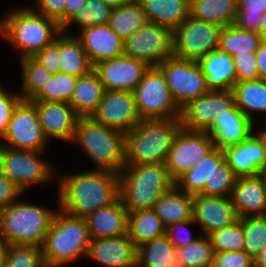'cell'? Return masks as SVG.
Returning a JSON list of instances; mask_svg holds the SVG:
<instances>
[{"mask_svg": "<svg viewBox=\"0 0 266 267\" xmlns=\"http://www.w3.org/2000/svg\"><path fill=\"white\" fill-rule=\"evenodd\" d=\"M222 28L189 16L173 31V56L197 61L219 47Z\"/></svg>", "mask_w": 266, "mask_h": 267, "instance_id": "8fae6325", "label": "cell"}, {"mask_svg": "<svg viewBox=\"0 0 266 267\" xmlns=\"http://www.w3.org/2000/svg\"><path fill=\"white\" fill-rule=\"evenodd\" d=\"M212 267H254V259L245 251L215 252Z\"/></svg>", "mask_w": 266, "mask_h": 267, "instance_id": "816d5d0a", "label": "cell"}, {"mask_svg": "<svg viewBox=\"0 0 266 267\" xmlns=\"http://www.w3.org/2000/svg\"><path fill=\"white\" fill-rule=\"evenodd\" d=\"M19 62L22 80L18 93L22 100H32L53 74L33 57L20 58Z\"/></svg>", "mask_w": 266, "mask_h": 267, "instance_id": "74e56055", "label": "cell"}, {"mask_svg": "<svg viewBox=\"0 0 266 267\" xmlns=\"http://www.w3.org/2000/svg\"><path fill=\"white\" fill-rule=\"evenodd\" d=\"M232 91L235 96V105L252 122H256L255 112L259 113V116L262 113L266 114V80L259 78L236 82Z\"/></svg>", "mask_w": 266, "mask_h": 267, "instance_id": "4dcf8cb0", "label": "cell"}, {"mask_svg": "<svg viewBox=\"0 0 266 267\" xmlns=\"http://www.w3.org/2000/svg\"><path fill=\"white\" fill-rule=\"evenodd\" d=\"M62 173L57 168V200L63 211L81 218L119 197V174L105 169Z\"/></svg>", "mask_w": 266, "mask_h": 267, "instance_id": "6da1fadb", "label": "cell"}, {"mask_svg": "<svg viewBox=\"0 0 266 267\" xmlns=\"http://www.w3.org/2000/svg\"><path fill=\"white\" fill-rule=\"evenodd\" d=\"M15 7L8 8L0 18V37L14 48L18 59L33 57L62 32L55 20L36 12L29 5Z\"/></svg>", "mask_w": 266, "mask_h": 267, "instance_id": "7a4b0ae2", "label": "cell"}, {"mask_svg": "<svg viewBox=\"0 0 266 267\" xmlns=\"http://www.w3.org/2000/svg\"><path fill=\"white\" fill-rule=\"evenodd\" d=\"M255 53L259 78L266 80V39L261 42Z\"/></svg>", "mask_w": 266, "mask_h": 267, "instance_id": "11a10c76", "label": "cell"}, {"mask_svg": "<svg viewBox=\"0 0 266 267\" xmlns=\"http://www.w3.org/2000/svg\"><path fill=\"white\" fill-rule=\"evenodd\" d=\"M166 234V227L153 209L129 212L128 235L136 247Z\"/></svg>", "mask_w": 266, "mask_h": 267, "instance_id": "836d02e7", "label": "cell"}, {"mask_svg": "<svg viewBox=\"0 0 266 267\" xmlns=\"http://www.w3.org/2000/svg\"><path fill=\"white\" fill-rule=\"evenodd\" d=\"M90 241L85 218L58 207L42 246L44 261L69 265L82 257L86 259Z\"/></svg>", "mask_w": 266, "mask_h": 267, "instance_id": "8992f818", "label": "cell"}, {"mask_svg": "<svg viewBox=\"0 0 266 267\" xmlns=\"http://www.w3.org/2000/svg\"><path fill=\"white\" fill-rule=\"evenodd\" d=\"M87 0H66L65 2V23L84 5Z\"/></svg>", "mask_w": 266, "mask_h": 267, "instance_id": "9f6ffc18", "label": "cell"}, {"mask_svg": "<svg viewBox=\"0 0 266 267\" xmlns=\"http://www.w3.org/2000/svg\"><path fill=\"white\" fill-rule=\"evenodd\" d=\"M140 3H134L113 8L108 25L122 39L129 37L147 23Z\"/></svg>", "mask_w": 266, "mask_h": 267, "instance_id": "8d00e7d4", "label": "cell"}, {"mask_svg": "<svg viewBox=\"0 0 266 267\" xmlns=\"http://www.w3.org/2000/svg\"><path fill=\"white\" fill-rule=\"evenodd\" d=\"M8 243L0 234V267H3Z\"/></svg>", "mask_w": 266, "mask_h": 267, "instance_id": "680465c9", "label": "cell"}, {"mask_svg": "<svg viewBox=\"0 0 266 267\" xmlns=\"http://www.w3.org/2000/svg\"><path fill=\"white\" fill-rule=\"evenodd\" d=\"M112 8L101 0H87L80 9L61 27L62 32L66 33L73 24L81 31L84 28L108 24ZM69 29V30H68Z\"/></svg>", "mask_w": 266, "mask_h": 267, "instance_id": "f35d334b", "label": "cell"}, {"mask_svg": "<svg viewBox=\"0 0 266 267\" xmlns=\"http://www.w3.org/2000/svg\"><path fill=\"white\" fill-rule=\"evenodd\" d=\"M237 0H190V16L221 27L234 24Z\"/></svg>", "mask_w": 266, "mask_h": 267, "instance_id": "d6a6232c", "label": "cell"}, {"mask_svg": "<svg viewBox=\"0 0 266 267\" xmlns=\"http://www.w3.org/2000/svg\"><path fill=\"white\" fill-rule=\"evenodd\" d=\"M234 105L235 96L232 90L208 91L181 108L182 128L191 131H207L217 117Z\"/></svg>", "mask_w": 266, "mask_h": 267, "instance_id": "9a60e30c", "label": "cell"}, {"mask_svg": "<svg viewBox=\"0 0 266 267\" xmlns=\"http://www.w3.org/2000/svg\"><path fill=\"white\" fill-rule=\"evenodd\" d=\"M254 267H266V246L260 254L254 259Z\"/></svg>", "mask_w": 266, "mask_h": 267, "instance_id": "91938a15", "label": "cell"}, {"mask_svg": "<svg viewBox=\"0 0 266 267\" xmlns=\"http://www.w3.org/2000/svg\"><path fill=\"white\" fill-rule=\"evenodd\" d=\"M241 143L224 148L226 163L238 176H254L266 169V140L258 130Z\"/></svg>", "mask_w": 266, "mask_h": 267, "instance_id": "d6986e66", "label": "cell"}, {"mask_svg": "<svg viewBox=\"0 0 266 267\" xmlns=\"http://www.w3.org/2000/svg\"><path fill=\"white\" fill-rule=\"evenodd\" d=\"M90 117L124 133L131 131L141 121L133 92L122 90H105Z\"/></svg>", "mask_w": 266, "mask_h": 267, "instance_id": "2e32d148", "label": "cell"}, {"mask_svg": "<svg viewBox=\"0 0 266 267\" xmlns=\"http://www.w3.org/2000/svg\"><path fill=\"white\" fill-rule=\"evenodd\" d=\"M230 199L239 218L266 215V187L261 174L238 177Z\"/></svg>", "mask_w": 266, "mask_h": 267, "instance_id": "cb8c5ba5", "label": "cell"}, {"mask_svg": "<svg viewBox=\"0 0 266 267\" xmlns=\"http://www.w3.org/2000/svg\"><path fill=\"white\" fill-rule=\"evenodd\" d=\"M63 264H54L44 261L39 267H63Z\"/></svg>", "mask_w": 266, "mask_h": 267, "instance_id": "6125c7cd", "label": "cell"}, {"mask_svg": "<svg viewBox=\"0 0 266 267\" xmlns=\"http://www.w3.org/2000/svg\"><path fill=\"white\" fill-rule=\"evenodd\" d=\"M181 128L180 118L141 120L125 133V166L165 164Z\"/></svg>", "mask_w": 266, "mask_h": 267, "instance_id": "3957f363", "label": "cell"}, {"mask_svg": "<svg viewBox=\"0 0 266 267\" xmlns=\"http://www.w3.org/2000/svg\"><path fill=\"white\" fill-rule=\"evenodd\" d=\"M21 100L18 91H7L0 84V138L6 133L13 110Z\"/></svg>", "mask_w": 266, "mask_h": 267, "instance_id": "681fc988", "label": "cell"}, {"mask_svg": "<svg viewBox=\"0 0 266 267\" xmlns=\"http://www.w3.org/2000/svg\"><path fill=\"white\" fill-rule=\"evenodd\" d=\"M174 186L165 164L129 165L119 173V197L128 212L152 209Z\"/></svg>", "mask_w": 266, "mask_h": 267, "instance_id": "5b68a950", "label": "cell"}, {"mask_svg": "<svg viewBox=\"0 0 266 267\" xmlns=\"http://www.w3.org/2000/svg\"><path fill=\"white\" fill-rule=\"evenodd\" d=\"M141 120L180 118L165 76L158 66H150L133 91Z\"/></svg>", "mask_w": 266, "mask_h": 267, "instance_id": "9c48e42d", "label": "cell"}, {"mask_svg": "<svg viewBox=\"0 0 266 267\" xmlns=\"http://www.w3.org/2000/svg\"><path fill=\"white\" fill-rule=\"evenodd\" d=\"M33 58L46 67L52 74L60 72V34L55 40L37 52Z\"/></svg>", "mask_w": 266, "mask_h": 267, "instance_id": "f907efd6", "label": "cell"}, {"mask_svg": "<svg viewBox=\"0 0 266 267\" xmlns=\"http://www.w3.org/2000/svg\"><path fill=\"white\" fill-rule=\"evenodd\" d=\"M46 151L14 149L0 145V171L15 182L23 193L40 185L57 183V167L43 159ZM53 179V180H52Z\"/></svg>", "mask_w": 266, "mask_h": 267, "instance_id": "ba28073f", "label": "cell"}, {"mask_svg": "<svg viewBox=\"0 0 266 267\" xmlns=\"http://www.w3.org/2000/svg\"><path fill=\"white\" fill-rule=\"evenodd\" d=\"M49 144L50 141L43 132L35 105L30 100H21L13 110L7 131L0 138V145L14 149L47 152Z\"/></svg>", "mask_w": 266, "mask_h": 267, "instance_id": "30bf717a", "label": "cell"}, {"mask_svg": "<svg viewBox=\"0 0 266 267\" xmlns=\"http://www.w3.org/2000/svg\"><path fill=\"white\" fill-rule=\"evenodd\" d=\"M24 195L17 184L0 171V211Z\"/></svg>", "mask_w": 266, "mask_h": 267, "instance_id": "db71d44e", "label": "cell"}, {"mask_svg": "<svg viewBox=\"0 0 266 267\" xmlns=\"http://www.w3.org/2000/svg\"><path fill=\"white\" fill-rule=\"evenodd\" d=\"M192 225H196L193 219L174 223L166 228V235L175 249L182 248L195 242L202 235L200 232L196 236H193L191 230H189Z\"/></svg>", "mask_w": 266, "mask_h": 267, "instance_id": "7dc6e473", "label": "cell"}, {"mask_svg": "<svg viewBox=\"0 0 266 267\" xmlns=\"http://www.w3.org/2000/svg\"><path fill=\"white\" fill-rule=\"evenodd\" d=\"M244 232V251L255 259L266 246V215L239 218Z\"/></svg>", "mask_w": 266, "mask_h": 267, "instance_id": "b9f144b4", "label": "cell"}, {"mask_svg": "<svg viewBox=\"0 0 266 267\" xmlns=\"http://www.w3.org/2000/svg\"><path fill=\"white\" fill-rule=\"evenodd\" d=\"M37 110L40 124L48 140L70 143L73 140L79 115L67 102L31 101Z\"/></svg>", "mask_w": 266, "mask_h": 267, "instance_id": "ffe728a7", "label": "cell"}, {"mask_svg": "<svg viewBox=\"0 0 266 267\" xmlns=\"http://www.w3.org/2000/svg\"><path fill=\"white\" fill-rule=\"evenodd\" d=\"M69 33H60V72L75 77L87 75L93 66L80 40L75 34Z\"/></svg>", "mask_w": 266, "mask_h": 267, "instance_id": "1f68e13d", "label": "cell"}, {"mask_svg": "<svg viewBox=\"0 0 266 267\" xmlns=\"http://www.w3.org/2000/svg\"><path fill=\"white\" fill-rule=\"evenodd\" d=\"M78 77L66 73L53 74L42 90L30 101L70 103Z\"/></svg>", "mask_w": 266, "mask_h": 267, "instance_id": "60d3db41", "label": "cell"}, {"mask_svg": "<svg viewBox=\"0 0 266 267\" xmlns=\"http://www.w3.org/2000/svg\"><path fill=\"white\" fill-rule=\"evenodd\" d=\"M65 2L66 0H35L34 8L31 5L30 7L55 20L62 27L65 24Z\"/></svg>", "mask_w": 266, "mask_h": 267, "instance_id": "f5cc1de1", "label": "cell"}, {"mask_svg": "<svg viewBox=\"0 0 266 267\" xmlns=\"http://www.w3.org/2000/svg\"><path fill=\"white\" fill-rule=\"evenodd\" d=\"M192 219L202 235L233 225L239 216L230 197L193 195Z\"/></svg>", "mask_w": 266, "mask_h": 267, "instance_id": "ac0fdd59", "label": "cell"}, {"mask_svg": "<svg viewBox=\"0 0 266 267\" xmlns=\"http://www.w3.org/2000/svg\"><path fill=\"white\" fill-rule=\"evenodd\" d=\"M214 148L213 139L206 131L181 128L165 162L170 177L176 181L186 171L198 165Z\"/></svg>", "mask_w": 266, "mask_h": 267, "instance_id": "5bb4252c", "label": "cell"}, {"mask_svg": "<svg viewBox=\"0 0 266 267\" xmlns=\"http://www.w3.org/2000/svg\"><path fill=\"white\" fill-rule=\"evenodd\" d=\"M75 36L80 40L92 66L100 61L124 55V39L118 36L108 24L84 28L77 31Z\"/></svg>", "mask_w": 266, "mask_h": 267, "instance_id": "7402d4cb", "label": "cell"}, {"mask_svg": "<svg viewBox=\"0 0 266 267\" xmlns=\"http://www.w3.org/2000/svg\"><path fill=\"white\" fill-rule=\"evenodd\" d=\"M157 66L163 72L172 97L180 109L209 91L205 86V76L195 60L172 56Z\"/></svg>", "mask_w": 266, "mask_h": 267, "instance_id": "7c38bea8", "label": "cell"}, {"mask_svg": "<svg viewBox=\"0 0 266 267\" xmlns=\"http://www.w3.org/2000/svg\"><path fill=\"white\" fill-rule=\"evenodd\" d=\"M224 161L223 150L214 148L198 165L182 174L175 181V186L187 194H199L204 189L205 184L210 183L217 168Z\"/></svg>", "mask_w": 266, "mask_h": 267, "instance_id": "83f0119b", "label": "cell"}, {"mask_svg": "<svg viewBox=\"0 0 266 267\" xmlns=\"http://www.w3.org/2000/svg\"><path fill=\"white\" fill-rule=\"evenodd\" d=\"M236 70V82L259 79L256 53L248 52L233 55Z\"/></svg>", "mask_w": 266, "mask_h": 267, "instance_id": "c3c4849f", "label": "cell"}, {"mask_svg": "<svg viewBox=\"0 0 266 267\" xmlns=\"http://www.w3.org/2000/svg\"><path fill=\"white\" fill-rule=\"evenodd\" d=\"M137 266L179 267L177 251L166 234L137 247Z\"/></svg>", "mask_w": 266, "mask_h": 267, "instance_id": "e575fe53", "label": "cell"}, {"mask_svg": "<svg viewBox=\"0 0 266 267\" xmlns=\"http://www.w3.org/2000/svg\"><path fill=\"white\" fill-rule=\"evenodd\" d=\"M123 53L145 61L149 66L173 56V31L167 27L147 22L124 39Z\"/></svg>", "mask_w": 266, "mask_h": 267, "instance_id": "4fadbf2b", "label": "cell"}, {"mask_svg": "<svg viewBox=\"0 0 266 267\" xmlns=\"http://www.w3.org/2000/svg\"><path fill=\"white\" fill-rule=\"evenodd\" d=\"M128 214L118 197L111 205L85 217L91 239L115 238L128 233Z\"/></svg>", "mask_w": 266, "mask_h": 267, "instance_id": "d4e9b609", "label": "cell"}, {"mask_svg": "<svg viewBox=\"0 0 266 267\" xmlns=\"http://www.w3.org/2000/svg\"><path fill=\"white\" fill-rule=\"evenodd\" d=\"M43 262L42 247L8 244L3 267H39Z\"/></svg>", "mask_w": 266, "mask_h": 267, "instance_id": "ee69618b", "label": "cell"}, {"mask_svg": "<svg viewBox=\"0 0 266 267\" xmlns=\"http://www.w3.org/2000/svg\"><path fill=\"white\" fill-rule=\"evenodd\" d=\"M252 122L236 105L216 118L214 124L206 131L213 139L215 148L224 149L241 143L254 131Z\"/></svg>", "mask_w": 266, "mask_h": 267, "instance_id": "603a6c76", "label": "cell"}, {"mask_svg": "<svg viewBox=\"0 0 266 267\" xmlns=\"http://www.w3.org/2000/svg\"><path fill=\"white\" fill-rule=\"evenodd\" d=\"M261 176L264 180V183H265V187H266V169L264 171L261 172Z\"/></svg>", "mask_w": 266, "mask_h": 267, "instance_id": "e7e4bbea", "label": "cell"}, {"mask_svg": "<svg viewBox=\"0 0 266 267\" xmlns=\"http://www.w3.org/2000/svg\"><path fill=\"white\" fill-rule=\"evenodd\" d=\"M150 66L140 59L122 55L93 66L105 90L133 92Z\"/></svg>", "mask_w": 266, "mask_h": 267, "instance_id": "e0dca14e", "label": "cell"}, {"mask_svg": "<svg viewBox=\"0 0 266 267\" xmlns=\"http://www.w3.org/2000/svg\"><path fill=\"white\" fill-rule=\"evenodd\" d=\"M266 12V0H237L234 24L237 28L260 33V21Z\"/></svg>", "mask_w": 266, "mask_h": 267, "instance_id": "7bdbcfd3", "label": "cell"}, {"mask_svg": "<svg viewBox=\"0 0 266 267\" xmlns=\"http://www.w3.org/2000/svg\"><path fill=\"white\" fill-rule=\"evenodd\" d=\"M105 89L98 74L91 70L77 79L70 105L80 117H90L102 99Z\"/></svg>", "mask_w": 266, "mask_h": 267, "instance_id": "f546056e", "label": "cell"}, {"mask_svg": "<svg viewBox=\"0 0 266 267\" xmlns=\"http://www.w3.org/2000/svg\"><path fill=\"white\" fill-rule=\"evenodd\" d=\"M260 34L266 39V12L263 14V17L260 21Z\"/></svg>", "mask_w": 266, "mask_h": 267, "instance_id": "94428289", "label": "cell"}, {"mask_svg": "<svg viewBox=\"0 0 266 267\" xmlns=\"http://www.w3.org/2000/svg\"><path fill=\"white\" fill-rule=\"evenodd\" d=\"M86 259L103 267H135L137 247L128 233L115 238L91 239Z\"/></svg>", "mask_w": 266, "mask_h": 267, "instance_id": "44dd1931", "label": "cell"}, {"mask_svg": "<svg viewBox=\"0 0 266 267\" xmlns=\"http://www.w3.org/2000/svg\"><path fill=\"white\" fill-rule=\"evenodd\" d=\"M150 23L174 31L190 16V0H137Z\"/></svg>", "mask_w": 266, "mask_h": 267, "instance_id": "4316f807", "label": "cell"}, {"mask_svg": "<svg viewBox=\"0 0 266 267\" xmlns=\"http://www.w3.org/2000/svg\"><path fill=\"white\" fill-rule=\"evenodd\" d=\"M263 40L260 33L244 31L235 25H230L221 29L219 48L230 56L256 52Z\"/></svg>", "mask_w": 266, "mask_h": 267, "instance_id": "d590c367", "label": "cell"}, {"mask_svg": "<svg viewBox=\"0 0 266 267\" xmlns=\"http://www.w3.org/2000/svg\"><path fill=\"white\" fill-rule=\"evenodd\" d=\"M101 1H103L105 4H108L113 9L124 5L132 4L136 0H101Z\"/></svg>", "mask_w": 266, "mask_h": 267, "instance_id": "6f0895ef", "label": "cell"}, {"mask_svg": "<svg viewBox=\"0 0 266 267\" xmlns=\"http://www.w3.org/2000/svg\"><path fill=\"white\" fill-rule=\"evenodd\" d=\"M19 200L0 211V234L8 244L42 247L59 201L52 209Z\"/></svg>", "mask_w": 266, "mask_h": 267, "instance_id": "52a82bcc", "label": "cell"}, {"mask_svg": "<svg viewBox=\"0 0 266 267\" xmlns=\"http://www.w3.org/2000/svg\"><path fill=\"white\" fill-rule=\"evenodd\" d=\"M72 143L81 148L94 169L119 174L125 166V133L91 117H79Z\"/></svg>", "mask_w": 266, "mask_h": 267, "instance_id": "277c9868", "label": "cell"}, {"mask_svg": "<svg viewBox=\"0 0 266 267\" xmlns=\"http://www.w3.org/2000/svg\"><path fill=\"white\" fill-rule=\"evenodd\" d=\"M179 267H209L213 265L214 249L207 235H201L195 242L176 249Z\"/></svg>", "mask_w": 266, "mask_h": 267, "instance_id": "ab89813d", "label": "cell"}, {"mask_svg": "<svg viewBox=\"0 0 266 267\" xmlns=\"http://www.w3.org/2000/svg\"><path fill=\"white\" fill-rule=\"evenodd\" d=\"M205 76V86L209 91L232 90L236 83L233 56L219 47L197 60Z\"/></svg>", "mask_w": 266, "mask_h": 267, "instance_id": "484cf974", "label": "cell"}, {"mask_svg": "<svg viewBox=\"0 0 266 267\" xmlns=\"http://www.w3.org/2000/svg\"><path fill=\"white\" fill-rule=\"evenodd\" d=\"M152 209L166 228L174 223L191 220L193 195L174 186L156 201Z\"/></svg>", "mask_w": 266, "mask_h": 267, "instance_id": "f1b7e54d", "label": "cell"}, {"mask_svg": "<svg viewBox=\"0 0 266 267\" xmlns=\"http://www.w3.org/2000/svg\"><path fill=\"white\" fill-rule=\"evenodd\" d=\"M238 176L224 161L217 168L210 183H206L204 189L199 193L203 196L230 197Z\"/></svg>", "mask_w": 266, "mask_h": 267, "instance_id": "bcb514c9", "label": "cell"}, {"mask_svg": "<svg viewBox=\"0 0 266 267\" xmlns=\"http://www.w3.org/2000/svg\"><path fill=\"white\" fill-rule=\"evenodd\" d=\"M264 124H266V123H264ZM262 127H261V125H260V129H259V131L262 133V135L264 136V138H265V140H266V125L261 129Z\"/></svg>", "mask_w": 266, "mask_h": 267, "instance_id": "be15d7a7", "label": "cell"}, {"mask_svg": "<svg viewBox=\"0 0 266 267\" xmlns=\"http://www.w3.org/2000/svg\"><path fill=\"white\" fill-rule=\"evenodd\" d=\"M214 252L244 251V232L239 221L207 235Z\"/></svg>", "mask_w": 266, "mask_h": 267, "instance_id": "f6af8a7d", "label": "cell"}]
</instances>
